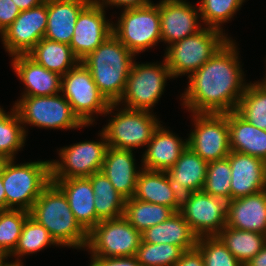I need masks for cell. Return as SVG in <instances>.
<instances>
[{"label":"cell","mask_w":266,"mask_h":266,"mask_svg":"<svg viewBox=\"0 0 266 266\" xmlns=\"http://www.w3.org/2000/svg\"><path fill=\"white\" fill-rule=\"evenodd\" d=\"M88 178L94 191L96 225L101 220L122 217L126 199L116 191L110 180L101 171Z\"/></svg>","instance_id":"f546056e"},{"label":"cell","mask_w":266,"mask_h":266,"mask_svg":"<svg viewBox=\"0 0 266 266\" xmlns=\"http://www.w3.org/2000/svg\"><path fill=\"white\" fill-rule=\"evenodd\" d=\"M172 208L130 198L125 201L123 217L139 232L158 225L171 217Z\"/></svg>","instance_id":"1f68e13d"},{"label":"cell","mask_w":266,"mask_h":266,"mask_svg":"<svg viewBox=\"0 0 266 266\" xmlns=\"http://www.w3.org/2000/svg\"><path fill=\"white\" fill-rule=\"evenodd\" d=\"M66 196L80 226L88 233L96 226L94 191L88 177L51 179Z\"/></svg>","instance_id":"7402d4cb"},{"label":"cell","mask_w":266,"mask_h":266,"mask_svg":"<svg viewBox=\"0 0 266 266\" xmlns=\"http://www.w3.org/2000/svg\"><path fill=\"white\" fill-rule=\"evenodd\" d=\"M226 226L266 235V189L227 202Z\"/></svg>","instance_id":"d6986e66"},{"label":"cell","mask_w":266,"mask_h":266,"mask_svg":"<svg viewBox=\"0 0 266 266\" xmlns=\"http://www.w3.org/2000/svg\"><path fill=\"white\" fill-rule=\"evenodd\" d=\"M89 266H142L135 256L91 257Z\"/></svg>","instance_id":"b9f144b4"},{"label":"cell","mask_w":266,"mask_h":266,"mask_svg":"<svg viewBox=\"0 0 266 266\" xmlns=\"http://www.w3.org/2000/svg\"><path fill=\"white\" fill-rule=\"evenodd\" d=\"M245 0H201L199 12L207 27L223 32L222 23L228 22ZM228 20V21H227Z\"/></svg>","instance_id":"f35d334b"},{"label":"cell","mask_w":266,"mask_h":266,"mask_svg":"<svg viewBox=\"0 0 266 266\" xmlns=\"http://www.w3.org/2000/svg\"><path fill=\"white\" fill-rule=\"evenodd\" d=\"M14 163V159H10L2 173L5 188V210L30 211L44 188L51 182L50 161L27 162L17 165Z\"/></svg>","instance_id":"277c9868"},{"label":"cell","mask_w":266,"mask_h":266,"mask_svg":"<svg viewBox=\"0 0 266 266\" xmlns=\"http://www.w3.org/2000/svg\"><path fill=\"white\" fill-rule=\"evenodd\" d=\"M167 78H173L164 59L163 64H137L133 61L126 86L117 104L126 103L125 108L150 111L159 101Z\"/></svg>","instance_id":"ba28073f"},{"label":"cell","mask_w":266,"mask_h":266,"mask_svg":"<svg viewBox=\"0 0 266 266\" xmlns=\"http://www.w3.org/2000/svg\"><path fill=\"white\" fill-rule=\"evenodd\" d=\"M47 18V0L20 12L15 21L1 33L4 47L11 57L27 55L44 38Z\"/></svg>","instance_id":"9a60e30c"},{"label":"cell","mask_w":266,"mask_h":266,"mask_svg":"<svg viewBox=\"0 0 266 266\" xmlns=\"http://www.w3.org/2000/svg\"><path fill=\"white\" fill-rule=\"evenodd\" d=\"M174 266H205L203 255L195 248L185 251Z\"/></svg>","instance_id":"7bdbcfd3"},{"label":"cell","mask_w":266,"mask_h":266,"mask_svg":"<svg viewBox=\"0 0 266 266\" xmlns=\"http://www.w3.org/2000/svg\"><path fill=\"white\" fill-rule=\"evenodd\" d=\"M55 244L58 245L49 231L29 215L23 224L18 244L10 256L30 255Z\"/></svg>","instance_id":"d590c367"},{"label":"cell","mask_w":266,"mask_h":266,"mask_svg":"<svg viewBox=\"0 0 266 266\" xmlns=\"http://www.w3.org/2000/svg\"><path fill=\"white\" fill-rule=\"evenodd\" d=\"M184 252L173 244L141 242L135 257L142 266H174Z\"/></svg>","instance_id":"74e56055"},{"label":"cell","mask_w":266,"mask_h":266,"mask_svg":"<svg viewBox=\"0 0 266 266\" xmlns=\"http://www.w3.org/2000/svg\"><path fill=\"white\" fill-rule=\"evenodd\" d=\"M20 12L13 0H0V34L15 21Z\"/></svg>","instance_id":"60d3db41"},{"label":"cell","mask_w":266,"mask_h":266,"mask_svg":"<svg viewBox=\"0 0 266 266\" xmlns=\"http://www.w3.org/2000/svg\"><path fill=\"white\" fill-rule=\"evenodd\" d=\"M142 242L137 231L123 216L101 220L88 232L86 248L91 257L135 256Z\"/></svg>","instance_id":"30bf717a"},{"label":"cell","mask_w":266,"mask_h":266,"mask_svg":"<svg viewBox=\"0 0 266 266\" xmlns=\"http://www.w3.org/2000/svg\"><path fill=\"white\" fill-rule=\"evenodd\" d=\"M198 237L178 211L162 223L146 229L142 233V242L153 244H173L184 251L196 248Z\"/></svg>","instance_id":"83f0119b"},{"label":"cell","mask_w":266,"mask_h":266,"mask_svg":"<svg viewBox=\"0 0 266 266\" xmlns=\"http://www.w3.org/2000/svg\"><path fill=\"white\" fill-rule=\"evenodd\" d=\"M29 213L49 231L58 246L85 249L88 233L77 222L66 196L54 182L44 188Z\"/></svg>","instance_id":"3957f363"},{"label":"cell","mask_w":266,"mask_h":266,"mask_svg":"<svg viewBox=\"0 0 266 266\" xmlns=\"http://www.w3.org/2000/svg\"><path fill=\"white\" fill-rule=\"evenodd\" d=\"M231 166V200L266 189V162L236 151L227 156Z\"/></svg>","instance_id":"ac0fdd59"},{"label":"cell","mask_w":266,"mask_h":266,"mask_svg":"<svg viewBox=\"0 0 266 266\" xmlns=\"http://www.w3.org/2000/svg\"><path fill=\"white\" fill-rule=\"evenodd\" d=\"M61 91L73 112L85 124L93 123V114H111L117 103H109L99 92L91 72L79 62L62 76Z\"/></svg>","instance_id":"8992f818"},{"label":"cell","mask_w":266,"mask_h":266,"mask_svg":"<svg viewBox=\"0 0 266 266\" xmlns=\"http://www.w3.org/2000/svg\"><path fill=\"white\" fill-rule=\"evenodd\" d=\"M92 0H47V29L44 38L70 45L80 12Z\"/></svg>","instance_id":"cb8c5ba5"},{"label":"cell","mask_w":266,"mask_h":266,"mask_svg":"<svg viewBox=\"0 0 266 266\" xmlns=\"http://www.w3.org/2000/svg\"><path fill=\"white\" fill-rule=\"evenodd\" d=\"M229 39L225 33L209 28H202L166 48L165 61L173 78L196 72ZM190 73V74H189Z\"/></svg>","instance_id":"5b68a950"},{"label":"cell","mask_w":266,"mask_h":266,"mask_svg":"<svg viewBox=\"0 0 266 266\" xmlns=\"http://www.w3.org/2000/svg\"><path fill=\"white\" fill-rule=\"evenodd\" d=\"M179 212L198 238L217 236L227 223V201L203 190L183 195Z\"/></svg>","instance_id":"5bb4252c"},{"label":"cell","mask_w":266,"mask_h":266,"mask_svg":"<svg viewBox=\"0 0 266 266\" xmlns=\"http://www.w3.org/2000/svg\"><path fill=\"white\" fill-rule=\"evenodd\" d=\"M99 5L105 7L106 5L123 7L124 9L141 8L151 4L150 0H95ZM105 5V6H104Z\"/></svg>","instance_id":"ee69618b"},{"label":"cell","mask_w":266,"mask_h":266,"mask_svg":"<svg viewBox=\"0 0 266 266\" xmlns=\"http://www.w3.org/2000/svg\"><path fill=\"white\" fill-rule=\"evenodd\" d=\"M199 8L186 0H162L159 3L161 41L172 45L200 31Z\"/></svg>","instance_id":"e0dca14e"},{"label":"cell","mask_w":266,"mask_h":266,"mask_svg":"<svg viewBox=\"0 0 266 266\" xmlns=\"http://www.w3.org/2000/svg\"><path fill=\"white\" fill-rule=\"evenodd\" d=\"M231 166L228 158L208 162L203 191L229 202L231 200Z\"/></svg>","instance_id":"8d00e7d4"},{"label":"cell","mask_w":266,"mask_h":266,"mask_svg":"<svg viewBox=\"0 0 266 266\" xmlns=\"http://www.w3.org/2000/svg\"><path fill=\"white\" fill-rule=\"evenodd\" d=\"M11 110L7 114L0 108V154L15 159L14 154L24 147L26 130L17 110L14 107Z\"/></svg>","instance_id":"836d02e7"},{"label":"cell","mask_w":266,"mask_h":266,"mask_svg":"<svg viewBox=\"0 0 266 266\" xmlns=\"http://www.w3.org/2000/svg\"><path fill=\"white\" fill-rule=\"evenodd\" d=\"M134 55L113 33L81 62L91 72L99 92L117 103L125 90Z\"/></svg>","instance_id":"7a4b0ae2"},{"label":"cell","mask_w":266,"mask_h":266,"mask_svg":"<svg viewBox=\"0 0 266 266\" xmlns=\"http://www.w3.org/2000/svg\"><path fill=\"white\" fill-rule=\"evenodd\" d=\"M244 266H266V245L256 256H254Z\"/></svg>","instance_id":"bcb514c9"},{"label":"cell","mask_w":266,"mask_h":266,"mask_svg":"<svg viewBox=\"0 0 266 266\" xmlns=\"http://www.w3.org/2000/svg\"><path fill=\"white\" fill-rule=\"evenodd\" d=\"M133 198L163 205L178 212L181 207L182 196L172 186L166 171L141 168Z\"/></svg>","instance_id":"d4e9b609"},{"label":"cell","mask_w":266,"mask_h":266,"mask_svg":"<svg viewBox=\"0 0 266 266\" xmlns=\"http://www.w3.org/2000/svg\"><path fill=\"white\" fill-rule=\"evenodd\" d=\"M112 26L113 35L134 55L152 48L161 41L159 4L125 9Z\"/></svg>","instance_id":"9c48e42d"},{"label":"cell","mask_w":266,"mask_h":266,"mask_svg":"<svg viewBox=\"0 0 266 266\" xmlns=\"http://www.w3.org/2000/svg\"><path fill=\"white\" fill-rule=\"evenodd\" d=\"M187 147V140L182 141L161 124L155 129L147 150L142 158V168L152 171H167L179 159Z\"/></svg>","instance_id":"603a6c76"},{"label":"cell","mask_w":266,"mask_h":266,"mask_svg":"<svg viewBox=\"0 0 266 266\" xmlns=\"http://www.w3.org/2000/svg\"><path fill=\"white\" fill-rule=\"evenodd\" d=\"M10 159L2 154H0V176L2 175L3 173V170L6 166V164L8 163Z\"/></svg>","instance_id":"681fc988"},{"label":"cell","mask_w":266,"mask_h":266,"mask_svg":"<svg viewBox=\"0 0 266 266\" xmlns=\"http://www.w3.org/2000/svg\"><path fill=\"white\" fill-rule=\"evenodd\" d=\"M22 124L53 129H77L85 127L73 112L70 103L63 95L22 96L13 106Z\"/></svg>","instance_id":"52a82bcc"},{"label":"cell","mask_w":266,"mask_h":266,"mask_svg":"<svg viewBox=\"0 0 266 266\" xmlns=\"http://www.w3.org/2000/svg\"><path fill=\"white\" fill-rule=\"evenodd\" d=\"M233 40H228L201 68L189 75L182 96L192 113L224 114L236 111L247 86Z\"/></svg>","instance_id":"6da1fadb"},{"label":"cell","mask_w":266,"mask_h":266,"mask_svg":"<svg viewBox=\"0 0 266 266\" xmlns=\"http://www.w3.org/2000/svg\"><path fill=\"white\" fill-rule=\"evenodd\" d=\"M30 215L22 209L0 211V257L7 259L15 250L23 224Z\"/></svg>","instance_id":"e575fe53"},{"label":"cell","mask_w":266,"mask_h":266,"mask_svg":"<svg viewBox=\"0 0 266 266\" xmlns=\"http://www.w3.org/2000/svg\"><path fill=\"white\" fill-rule=\"evenodd\" d=\"M217 236L242 265L249 262L266 245V235L228 226Z\"/></svg>","instance_id":"4dcf8cb0"},{"label":"cell","mask_w":266,"mask_h":266,"mask_svg":"<svg viewBox=\"0 0 266 266\" xmlns=\"http://www.w3.org/2000/svg\"><path fill=\"white\" fill-rule=\"evenodd\" d=\"M195 129L187 146L207 162L227 158L230 153L228 118L225 114L192 113Z\"/></svg>","instance_id":"7c38bea8"},{"label":"cell","mask_w":266,"mask_h":266,"mask_svg":"<svg viewBox=\"0 0 266 266\" xmlns=\"http://www.w3.org/2000/svg\"><path fill=\"white\" fill-rule=\"evenodd\" d=\"M5 261L7 260H5V258H2L0 260V266H23V263H21V260H19L18 258L17 260H15V262H12V263L5 262Z\"/></svg>","instance_id":"c3c4849f"},{"label":"cell","mask_w":266,"mask_h":266,"mask_svg":"<svg viewBox=\"0 0 266 266\" xmlns=\"http://www.w3.org/2000/svg\"><path fill=\"white\" fill-rule=\"evenodd\" d=\"M132 150L108 147L101 172L126 200L134 196L138 175Z\"/></svg>","instance_id":"44dd1931"},{"label":"cell","mask_w":266,"mask_h":266,"mask_svg":"<svg viewBox=\"0 0 266 266\" xmlns=\"http://www.w3.org/2000/svg\"><path fill=\"white\" fill-rule=\"evenodd\" d=\"M207 165V161L187 146L176 163L166 173L172 186L183 196L203 189Z\"/></svg>","instance_id":"484cf974"},{"label":"cell","mask_w":266,"mask_h":266,"mask_svg":"<svg viewBox=\"0 0 266 266\" xmlns=\"http://www.w3.org/2000/svg\"><path fill=\"white\" fill-rule=\"evenodd\" d=\"M196 248L203 255L205 266H244L218 236L199 237Z\"/></svg>","instance_id":"ab89813d"},{"label":"cell","mask_w":266,"mask_h":266,"mask_svg":"<svg viewBox=\"0 0 266 266\" xmlns=\"http://www.w3.org/2000/svg\"><path fill=\"white\" fill-rule=\"evenodd\" d=\"M104 7L92 0L79 14L70 42L81 62L112 34V23L106 20Z\"/></svg>","instance_id":"2e32d148"},{"label":"cell","mask_w":266,"mask_h":266,"mask_svg":"<svg viewBox=\"0 0 266 266\" xmlns=\"http://www.w3.org/2000/svg\"><path fill=\"white\" fill-rule=\"evenodd\" d=\"M160 121L150 111L124 108L103 127L108 147L132 150L147 146Z\"/></svg>","instance_id":"8fae6325"},{"label":"cell","mask_w":266,"mask_h":266,"mask_svg":"<svg viewBox=\"0 0 266 266\" xmlns=\"http://www.w3.org/2000/svg\"><path fill=\"white\" fill-rule=\"evenodd\" d=\"M5 210V188L3 186L2 175L0 176V211Z\"/></svg>","instance_id":"7dc6e473"},{"label":"cell","mask_w":266,"mask_h":266,"mask_svg":"<svg viewBox=\"0 0 266 266\" xmlns=\"http://www.w3.org/2000/svg\"><path fill=\"white\" fill-rule=\"evenodd\" d=\"M14 4L23 11L41 5L45 0H13Z\"/></svg>","instance_id":"f6af8a7d"},{"label":"cell","mask_w":266,"mask_h":266,"mask_svg":"<svg viewBox=\"0 0 266 266\" xmlns=\"http://www.w3.org/2000/svg\"><path fill=\"white\" fill-rule=\"evenodd\" d=\"M12 67L26 86L22 96H52L60 94L62 76L37 64L28 55L12 56Z\"/></svg>","instance_id":"ffe728a7"},{"label":"cell","mask_w":266,"mask_h":266,"mask_svg":"<svg viewBox=\"0 0 266 266\" xmlns=\"http://www.w3.org/2000/svg\"><path fill=\"white\" fill-rule=\"evenodd\" d=\"M236 112L250 124L266 130V82L247 83Z\"/></svg>","instance_id":"d6a6232c"},{"label":"cell","mask_w":266,"mask_h":266,"mask_svg":"<svg viewBox=\"0 0 266 266\" xmlns=\"http://www.w3.org/2000/svg\"><path fill=\"white\" fill-rule=\"evenodd\" d=\"M100 132L102 141H84L60 149L61 161H50L51 179L89 177L101 171L108 143Z\"/></svg>","instance_id":"4fadbf2b"},{"label":"cell","mask_w":266,"mask_h":266,"mask_svg":"<svg viewBox=\"0 0 266 266\" xmlns=\"http://www.w3.org/2000/svg\"><path fill=\"white\" fill-rule=\"evenodd\" d=\"M27 55L37 64L61 76L80 62L70 45L46 38H42Z\"/></svg>","instance_id":"f1b7e54d"},{"label":"cell","mask_w":266,"mask_h":266,"mask_svg":"<svg viewBox=\"0 0 266 266\" xmlns=\"http://www.w3.org/2000/svg\"><path fill=\"white\" fill-rule=\"evenodd\" d=\"M224 114L228 118L230 150L266 162V130L250 124L236 111Z\"/></svg>","instance_id":"4316f807"}]
</instances>
